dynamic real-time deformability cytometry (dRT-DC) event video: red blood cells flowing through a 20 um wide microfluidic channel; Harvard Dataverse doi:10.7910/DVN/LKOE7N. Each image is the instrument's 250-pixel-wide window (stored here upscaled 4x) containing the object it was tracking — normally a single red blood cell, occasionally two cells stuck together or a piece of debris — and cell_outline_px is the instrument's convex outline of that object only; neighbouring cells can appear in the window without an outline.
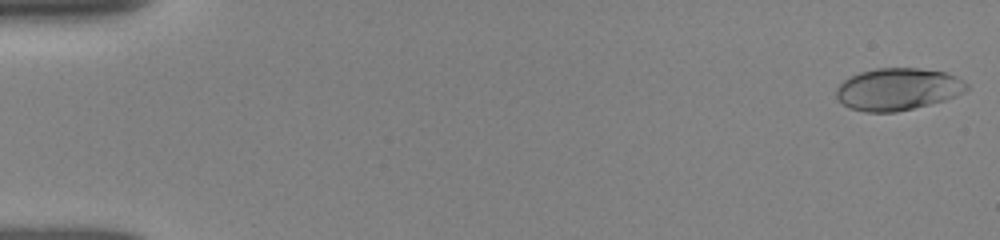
{"species": "human", "species_latin": "Homo sapiens", "temperature_condition": "room temperature", "stored_images_in_passage": 19, "camera_frame_rate_fps": 3000, "um_per_image_px": 0.085, "donor": {"sex": "female"}, "frame": {"image": 1, "passage_image": 1, "time_ms": 0.0, "image_size_px": [1000, 240], "cell_outline_px": [[968, 88], [964, 92], [944, 100], [896, 112], [864, 112], [848, 108], [836, 96], [836, 88], [844, 80], [860, 72], [876, 68], [920, 68], [948, 72], [956, 76], [968, 84]], "centroid_in_image_um": [76.31, 7.57], "position_along_channel_um": 8.7, "area_um2": 31.96}}
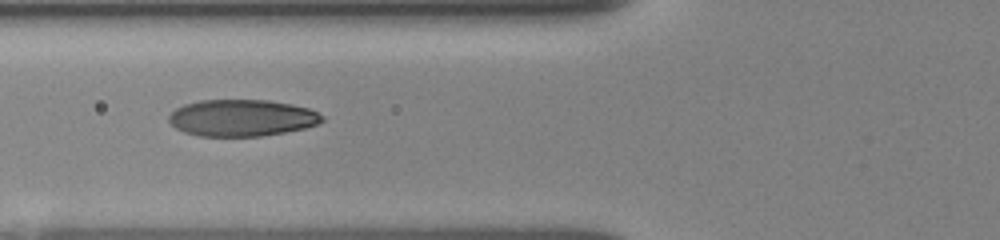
{"frame": {"image": 2, "passage_image": 9, "time_ms": 6.333, "image_size_px": [1000, 240], "cell_outline_px": [[324, 120], [316, 124], [304, 128], [284, 132], [260, 136], [200, 136], [184, 132], [176, 128], [168, 120], [168, 116], [176, 108], [184, 104], [200, 100], [268, 100], [292, 104], [308, 108], [324, 116]], "centroid_in_image_um": [20.54, 10.01], "position_along_channel_um": 105.3, "area_um2": 32.71}}
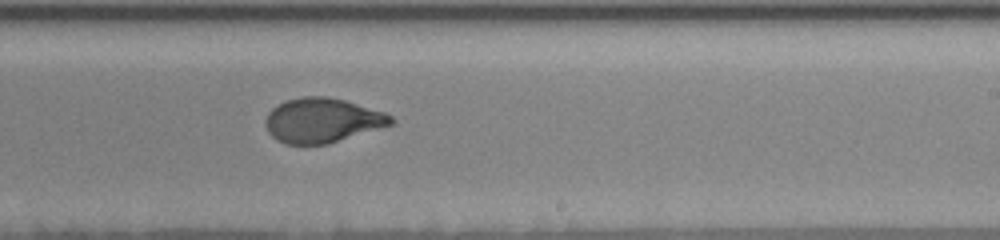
{"frame": {"image": 3, "passage_image": 19, "time_ms": 10.333, "image_size_px": [1000, 240], "cell_outline_px": [[396, 120], [392, 124], [328, 144], [288, 144], [276, 140], [268, 132], [264, 124], [264, 120], [268, 112], [276, 104], [288, 100], [304, 96], [328, 96], [344, 100], [384, 112], [392, 116]], "centroid_in_image_um": [27.36, 10.23], "position_along_channel_um": 261.6, "area_um2": 32.6}}